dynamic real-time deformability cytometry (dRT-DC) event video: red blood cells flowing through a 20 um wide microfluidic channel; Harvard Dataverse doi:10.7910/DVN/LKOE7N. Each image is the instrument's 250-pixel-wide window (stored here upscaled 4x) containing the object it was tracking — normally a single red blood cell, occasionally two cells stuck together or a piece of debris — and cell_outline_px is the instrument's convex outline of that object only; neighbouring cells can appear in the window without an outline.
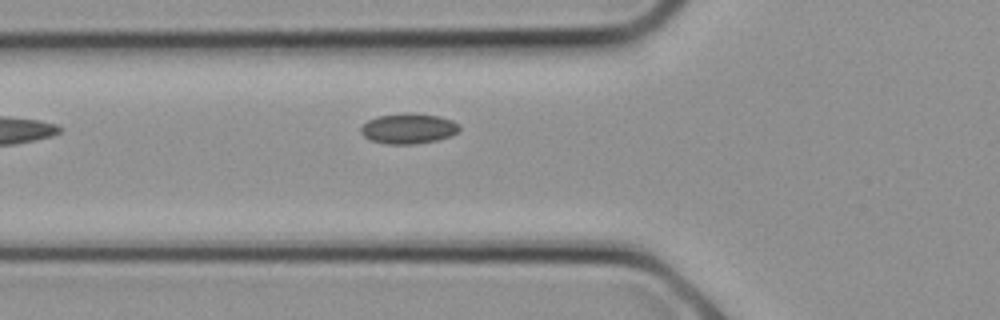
{"species": "common noctule bat (a hibernating species)", "species_latin": "Nyctalus noctula", "temperature_condition": "cold", "stored_images_in_passage": 9, "camera_frame_rate_fps": 3000, "um_per_image_px": 0.085, "animal": {"sex": "female", "body_mass_g": 21.9}, "frame": {"image": 1, "passage_image": 9, "time_ms": 2.667, "image_size_px": [1000, 320], "cell_outline_px": [[460, 128], [452, 136], [436, 140], [412, 144], [388, 144], [372, 140], [364, 136], [360, 132], [360, 128], [368, 120], [376, 116], [404, 112], [408, 112], [440, 116], [452, 120], [460, 124]], "centroid_in_image_um": [34.73, 10.91], "position_along_channel_um": 91.1, "area_um2": 17.51}}